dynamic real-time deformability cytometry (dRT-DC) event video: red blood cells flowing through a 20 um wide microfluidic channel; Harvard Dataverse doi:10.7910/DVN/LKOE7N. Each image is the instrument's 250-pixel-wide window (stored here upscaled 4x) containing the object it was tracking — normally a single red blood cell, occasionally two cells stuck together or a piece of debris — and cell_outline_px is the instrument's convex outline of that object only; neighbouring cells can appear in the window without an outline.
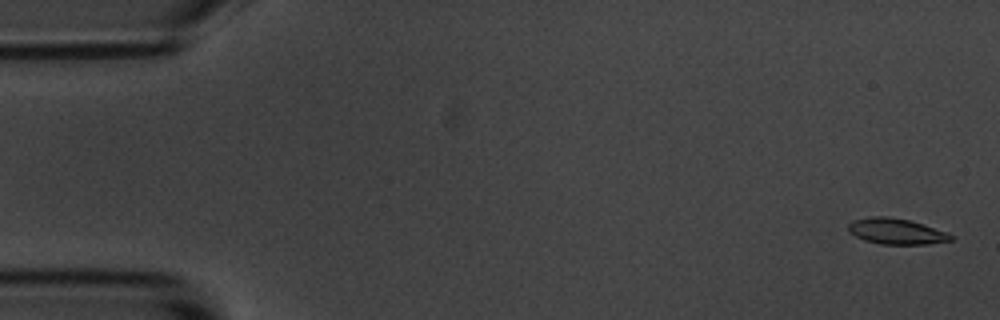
{"species": "common noctule bat (a hibernating species)", "species_latin": "Nyctalus noctula", "temperature_condition": "room temperature", "stored_images_in_passage": 56, "camera_frame_rate_fps": 3000, "um_per_image_px": 0.085, "animal": {"sex": "male", "body_mass_g": 20.1, "forearm_length_mm": 53.5}, "frame": {"image": 1, "passage_image": 2, "time_ms": 0.333, "image_size_px": [1000, 320], "cell_outline_px": [[952, 240], [928, 244], [880, 244], [864, 240], [848, 232], [848, 224], [852, 220], [872, 216], [888, 216], [908, 220], [924, 224], [948, 232], [952, 236]], "centroid_in_image_um": [76.16, 19.66], "position_along_channel_um": 8.8, "area_um2": 15.49}}
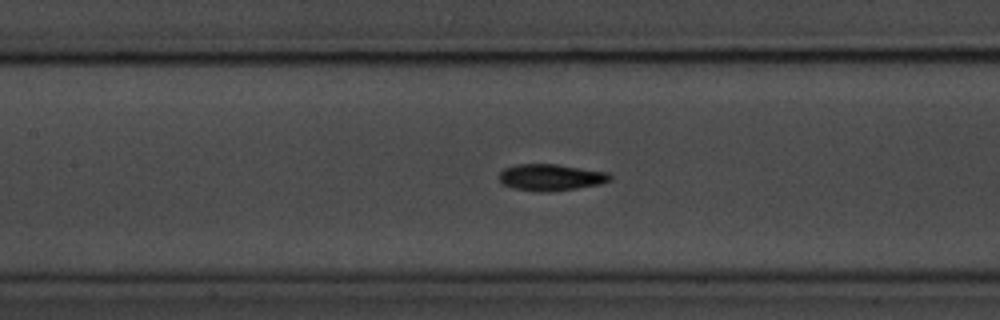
{"frame": {"image": 2, "passage_image": 25, "time_ms": 8.0, "image_size_px": [1000, 320], "cell_outline_px": [[612, 180], [600, 184], [576, 188], [548, 192], [536, 192], [516, 188], [504, 184], [500, 180], [500, 172], [504, 168], [516, 164], [556, 164], [608, 172], [612, 176]], "centroid_in_image_um": [46.85, 15.07], "position_along_channel_um": 160.6, "area_um2": 17.11}}
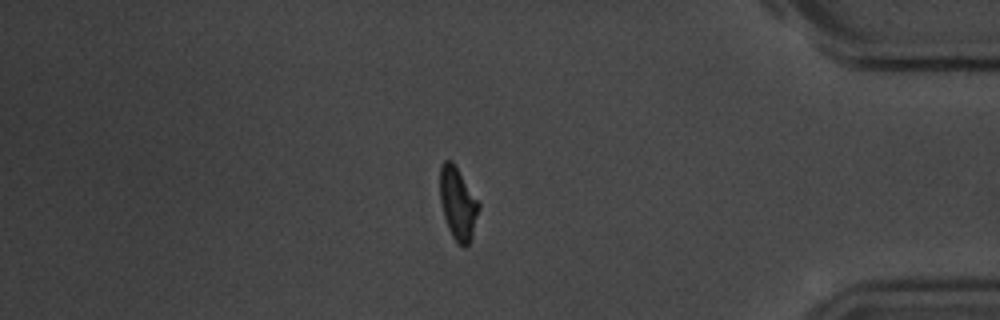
{"frame": {"image": 3, "passage_image": 47, "time_ms": 15.333, "image_size_px": [1000, 320], "cell_outline_px": [[480, 208], [472, 236], [468, 244], [464, 248], [452, 236], [448, 228], [444, 216], [440, 200], [440, 164], [444, 160], [452, 160], [480, 204]], "centroid_in_image_um": [38.91, 17.28], "position_along_channel_um": 396.3, "area_um2": 16.24}, "authors_computed_cell_mechanics": {"area_um2": 16.2418, "velocity_mm_per_s": 3.6624, "shape_relaxation_time_tau1_ms": 5.5691, "shape_relaxation_time_tau2_ms": 2.3524, "deformation_change_tau1": 0.2149, "deformation_change_tau2": 0.0884}}